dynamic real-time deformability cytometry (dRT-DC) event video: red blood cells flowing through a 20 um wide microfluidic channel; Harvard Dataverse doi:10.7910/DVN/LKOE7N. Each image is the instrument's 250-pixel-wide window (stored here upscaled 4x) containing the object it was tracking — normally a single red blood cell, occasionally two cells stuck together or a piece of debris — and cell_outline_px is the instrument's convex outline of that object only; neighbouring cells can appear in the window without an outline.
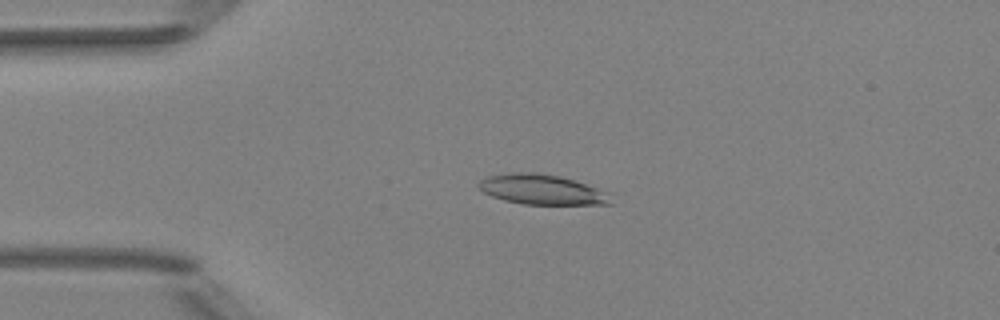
{"species": "Egyptian fruit bat (a non-hibernating species)", "species_latin": "Rousettus aegyptiacus", "temperature_condition": "room temperature", "stored_images_in_passage": 4, "camera_frame_rate_fps": 3000, "um_per_image_px": 0.085, "animal": {"sex": "female"}, "frame": {"image": 1, "passage_image": 4, "time_ms": 1.0, "image_size_px": [1000, 320], "cell_outline_px": [[612, 204], [524, 204], [504, 200], [492, 196], [484, 192], [476, 184], [480, 180], [488, 176], [512, 172], [536, 172], [560, 176], [608, 192]], "centroid_in_image_um": [46.02, 16.1], "position_along_channel_um": 39.0, "area_um2": 22.89}}